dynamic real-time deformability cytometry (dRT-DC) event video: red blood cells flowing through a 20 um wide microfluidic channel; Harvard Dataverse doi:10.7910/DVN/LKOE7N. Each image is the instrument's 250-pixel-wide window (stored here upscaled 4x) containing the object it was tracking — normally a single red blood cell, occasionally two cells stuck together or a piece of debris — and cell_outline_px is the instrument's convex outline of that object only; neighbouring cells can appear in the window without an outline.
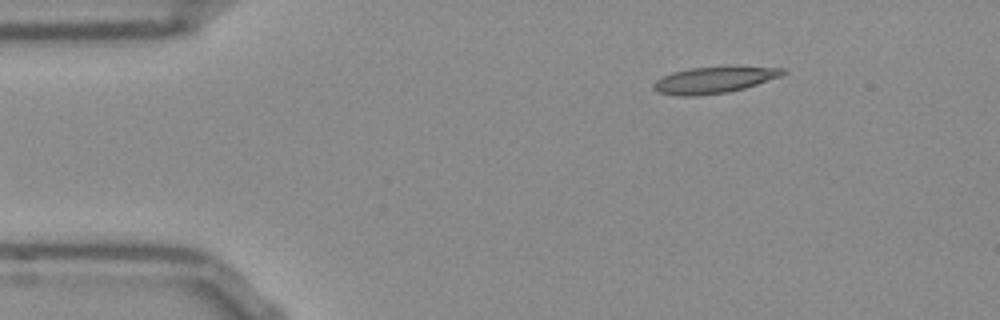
{"species": "Egyptian fruit bat (a non-hibernating species)", "species_latin": "Rousettus aegyptiacus", "temperature_condition": "room temperature", "stored_images_in_passage": 46, "camera_frame_rate_fps": 3000, "um_per_image_px": 0.085, "frame": {"image": 1, "passage_image": 1, "time_ms": 0.0, "image_size_px": [1000, 320], "cell_outline_px": [[788, 72], [780, 76], [744, 88], [728, 92], [696, 96], [676, 96], [656, 92], [652, 88], [652, 84], [656, 80], [672, 72], [688, 68], [784, 68]], "centroid_in_image_um": [60.58, 6.83], "position_along_channel_um": 24.4, "area_um2": 19.36}}
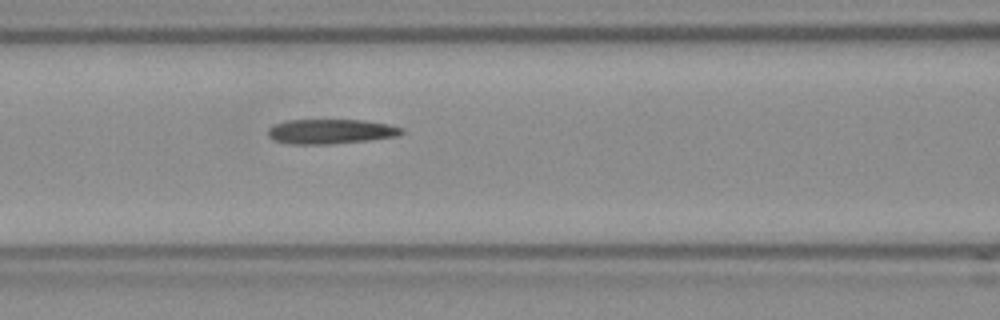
{"frame": {"image": 2, "passage_image": 15, "time_ms": 4.667, "image_size_px": [1000, 320], "cell_outline_px": [[404, 132], [400, 136], [368, 140], [328, 144], [296, 144], [276, 140], [268, 136], [268, 128], [272, 124], [288, 120], [364, 120], [388, 124], [404, 128]], "centroid_in_image_um": [28.15, 11.16], "position_along_channel_um": 138.5, "area_um2": 19.25}}
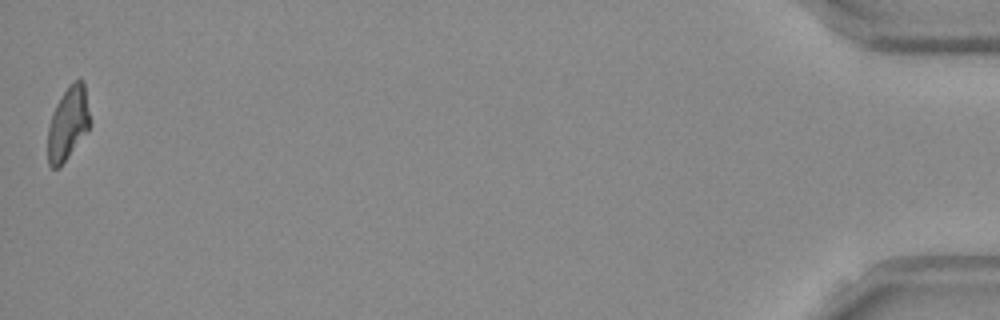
{"frame": {"image": 3, "passage_image": 46, "time_ms": 15.0, "image_size_px": [1000, 320], "cell_outline_px": [[88, 128], [60, 168], [52, 168], [48, 164], [48, 128], [52, 112], [56, 104], [72, 80], [80, 80], [84, 84], [88, 112]], "centroid_in_image_um": [5.73, 10.51], "position_along_channel_um": 429.5, "area_um2": 17.4}}